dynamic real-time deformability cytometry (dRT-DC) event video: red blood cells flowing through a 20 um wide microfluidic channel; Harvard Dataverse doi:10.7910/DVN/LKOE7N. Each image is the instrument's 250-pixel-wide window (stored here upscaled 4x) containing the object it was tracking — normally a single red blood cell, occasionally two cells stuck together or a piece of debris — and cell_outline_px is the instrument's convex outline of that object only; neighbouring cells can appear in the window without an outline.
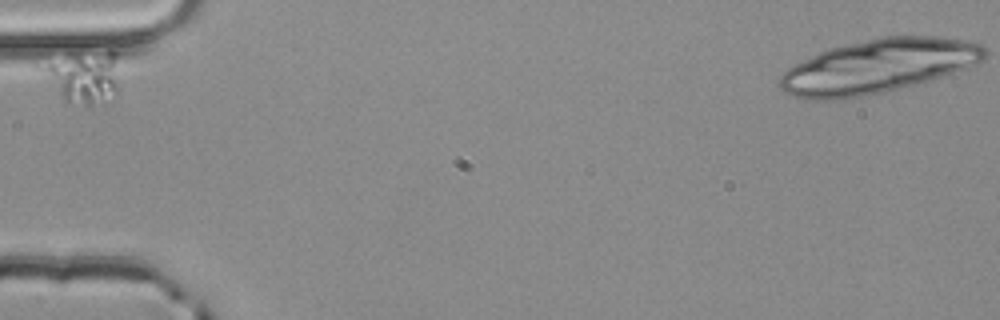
{"species": "common noctule bat (a hibernating species)", "species_latin": "Nyctalus noctula", "temperature_condition": "room temperature", "stored_images_in_passage": 1, "camera_frame_rate_fps": 3000, "um_per_image_px": 0.085, "animal": {"sex": "male", "body_mass_g": 20.4}, "frame": {"image": 1, "passage_image": 1, "time_ms": 0.0, "image_size_px": [1000, 320], "cell_outline_px": [[116, 92], [92, 104], [88, 104], [64, 100], [32, 68], [36, 64], [108, 48], [112, 48], [116, 52]], "centroid_in_image_um": [6.96, 6.45], "position_along_channel_um": 78.0, "area_um2": 23.24}}